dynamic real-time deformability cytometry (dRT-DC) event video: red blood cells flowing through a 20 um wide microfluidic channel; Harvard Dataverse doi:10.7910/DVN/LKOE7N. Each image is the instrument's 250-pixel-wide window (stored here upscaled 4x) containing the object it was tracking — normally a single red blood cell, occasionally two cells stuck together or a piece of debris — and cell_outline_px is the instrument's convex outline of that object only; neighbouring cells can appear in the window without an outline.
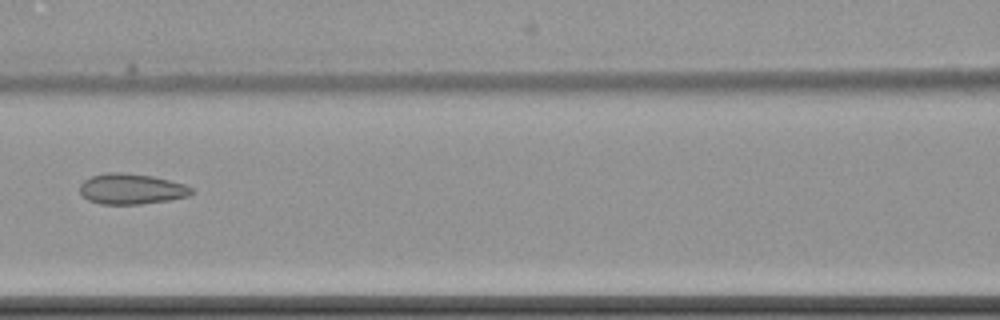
{"species": "common noctule bat (a hibernating species)", "species_latin": "Nyctalus noctula", "temperature_condition": "cold", "stored_images_in_passage": 4, "camera_frame_rate_fps": 3000, "um_per_image_px": 0.085, "animal": {"sex": "female", "body_mass_g": 22.7, "forearm_length_mm": 54.2}, "frame": {"image": 1, "passage_image": 3, "time_ms": 2.333, "image_size_px": [1000, 320], "cell_outline_px": [[196, 192], [188, 196], [168, 200], [140, 204], [100, 204], [88, 200], [80, 192], [80, 184], [84, 180], [92, 176], [104, 172], [124, 172], [152, 176], [184, 184], [196, 188]], "centroid_in_image_um": [11.19, 16.05], "position_along_channel_um": 155.4, "area_um2": 20.06}}
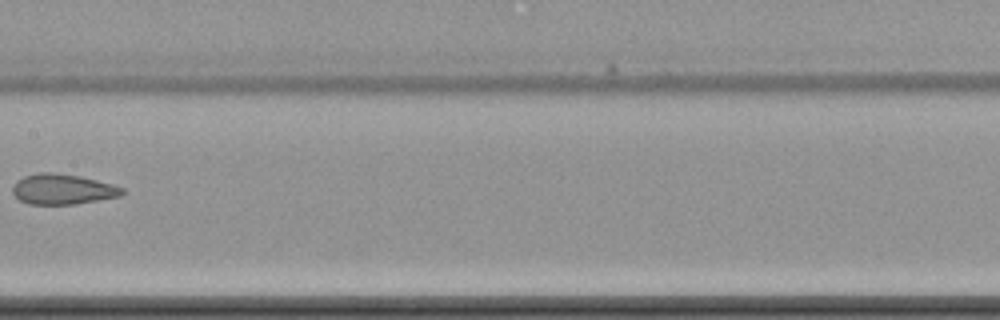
{"frame": {"image": 2, "passage_image": 4, "time_ms": 3.667, "image_size_px": [1000, 320], "cell_outline_px": [[124, 192], [120, 196], [100, 200], [76, 204], [28, 204], [20, 200], [12, 192], [12, 188], [16, 180], [24, 176], [40, 172], [52, 172], [80, 176], [112, 184], [124, 188]], "centroid_in_image_um": [5.32, 16.08], "position_along_channel_um": 202.1, "area_um2": 19.42}}